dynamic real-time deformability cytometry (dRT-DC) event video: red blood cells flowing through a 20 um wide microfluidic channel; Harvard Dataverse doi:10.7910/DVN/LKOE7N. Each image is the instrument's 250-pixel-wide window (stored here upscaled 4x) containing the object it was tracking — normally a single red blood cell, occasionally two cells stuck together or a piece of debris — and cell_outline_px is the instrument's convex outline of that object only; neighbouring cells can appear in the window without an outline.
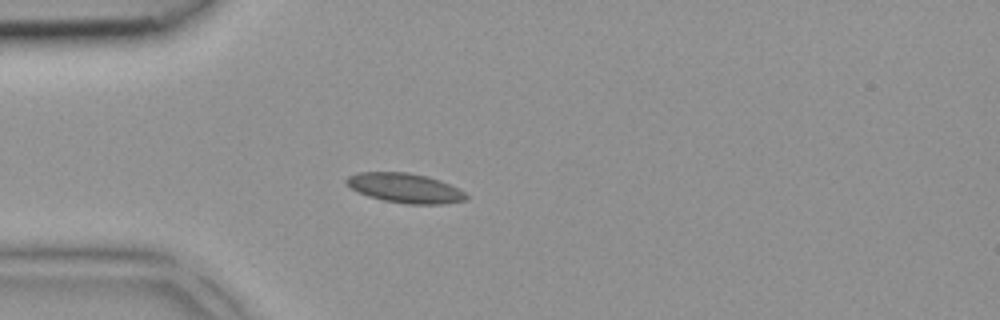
{"species": "common noctule bat (a hibernating species)", "species_latin": "Nyctalus noctula", "temperature_condition": "room temperature", "stored_images_in_passage": 2, "camera_frame_rate_fps": 3000, "um_per_image_px": 0.085, "animal": {"sex": "female", "body_mass_g": 18.4}, "frame": {"image": 1, "passage_image": 2, "time_ms": 0.333, "image_size_px": [1000, 320], "cell_outline_px": [[468, 196], [464, 200], [444, 204], [408, 204], [384, 200], [368, 196], [352, 188], [344, 180], [348, 176], [360, 172], [408, 172], [428, 176], [440, 180], [464, 192]], "centroid_in_image_um": [34.43, 15.98], "position_along_channel_um": 50.6, "area_um2": 20.4}}